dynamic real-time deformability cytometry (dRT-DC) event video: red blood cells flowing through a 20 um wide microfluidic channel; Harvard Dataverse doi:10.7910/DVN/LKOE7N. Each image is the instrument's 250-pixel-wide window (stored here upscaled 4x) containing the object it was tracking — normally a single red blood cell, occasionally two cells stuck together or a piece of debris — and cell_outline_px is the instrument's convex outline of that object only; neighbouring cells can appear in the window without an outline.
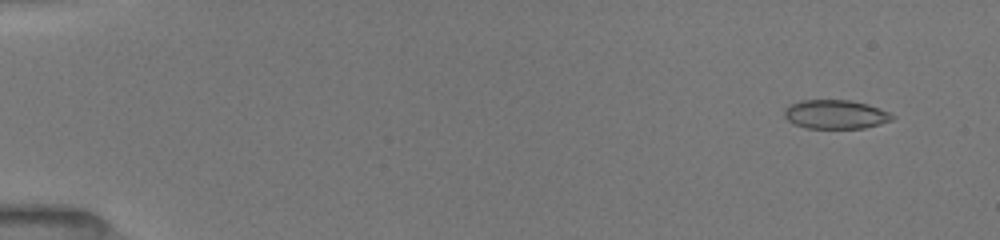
{"species": "common noctule bat (a hibernating species)", "species_latin": "Nyctalus noctula", "temperature_condition": "room temperature", "stored_images_in_passage": 52, "camera_frame_rate_fps": 3000, "um_per_image_px": 0.085, "animal": {"sex": "female", "body_mass_g": 19.5, "forearm_length_mm": 54.1}, "frame": {"image": 1, "passage_image": 4, "time_ms": 1.0, "image_size_px": [1000, 240], "cell_outline_px": [[896, 116], [892, 120], [880, 124], [864, 128], [804, 128], [788, 120], [784, 116], [784, 108], [788, 104], [800, 100], [848, 100], [868, 104], [888, 112]], "centroid_in_image_um": [70.99, 9.72], "position_along_channel_um": 14.0, "area_um2": 18.26}}
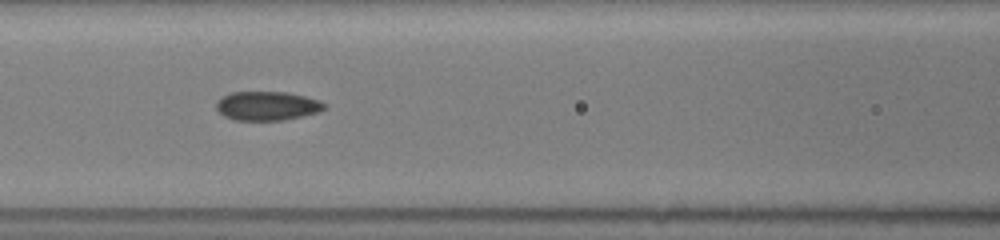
{"frame": {"image": 2, "passage_image": 24, "time_ms": 7.667, "image_size_px": [1000, 240], "cell_outline_px": [[328, 104], [320, 112], [284, 120], [232, 120], [224, 116], [216, 108], [216, 100], [232, 92], [284, 92], [304, 96], [320, 100]], "centroid_in_image_um": [22.72, 9.0], "position_along_channel_um": 143.9, "area_um2": 18.32}}
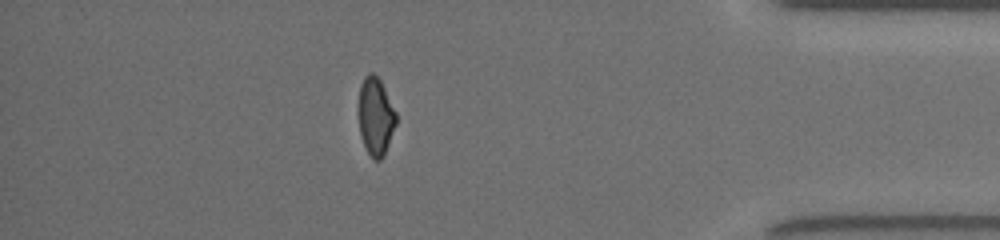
{"frame": {"image": 3, "passage_image": 46, "time_ms": 15.0, "image_size_px": [1000, 240], "cell_outline_px": [[396, 124], [384, 156], [380, 160], [372, 160], [360, 136], [360, 84], [364, 76], [368, 72], [372, 72], [380, 80], [396, 112]], "centroid_in_image_um": [31.94, 9.91], "position_along_channel_um": 403.3, "area_um2": 16.76}, "authors_computed_cell_mechanics": {"area_um2": 18.3804, "velocity_mm_per_s": 4.0015, "shape_relaxation_time_tau1_ms": 5.5599, "shape_relaxation_time_tau2_ms": 1.7132, "deformation_change_tau1": 0.1268, "deformation_change_tau2": 0.0606}}